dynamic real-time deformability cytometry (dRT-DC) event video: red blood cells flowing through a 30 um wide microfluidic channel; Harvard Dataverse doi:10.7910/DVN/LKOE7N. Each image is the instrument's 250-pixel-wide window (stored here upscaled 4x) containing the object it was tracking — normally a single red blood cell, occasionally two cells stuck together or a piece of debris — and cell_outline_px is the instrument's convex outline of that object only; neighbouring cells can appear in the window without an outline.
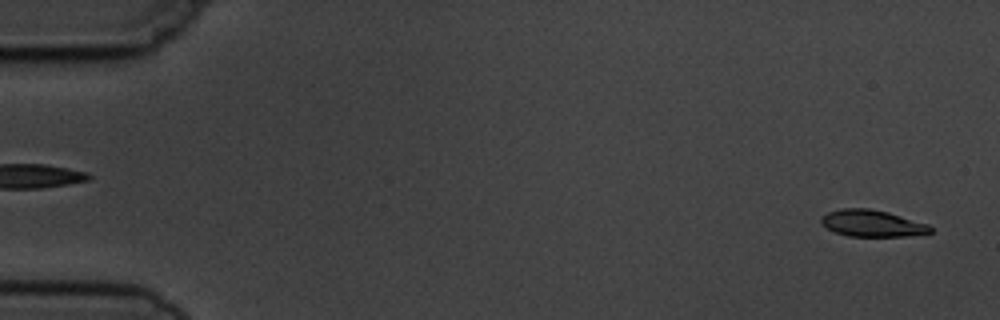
{"species": "common noctule bat (a hibernating species)", "species_latin": "Nyctalus noctula", "temperature_condition": "cold", "stored_images_in_passage": 6, "segment_of_instrument_passage": [2, 2], "camera_frame_rate_fps": 3000, "um_per_image_px": 0.085, "animal": {"sex": "male", "body_mass_g": 19.5, "forearm_length_mm": 54.6}, "frame": {"image": 1, "passage_image": 6, "time_ms": 5.667, "image_size_px": [1000, 320], "cell_outline_px": [[932, 232], [908, 236], [848, 236], [836, 232], [820, 224], [820, 216], [828, 212], [840, 208], [868, 208], [888, 212], [928, 224], [932, 228]], "centroid_in_image_um": [74.1, 18.97], "position_along_channel_um": 10.9, "area_um2": 16.99}}